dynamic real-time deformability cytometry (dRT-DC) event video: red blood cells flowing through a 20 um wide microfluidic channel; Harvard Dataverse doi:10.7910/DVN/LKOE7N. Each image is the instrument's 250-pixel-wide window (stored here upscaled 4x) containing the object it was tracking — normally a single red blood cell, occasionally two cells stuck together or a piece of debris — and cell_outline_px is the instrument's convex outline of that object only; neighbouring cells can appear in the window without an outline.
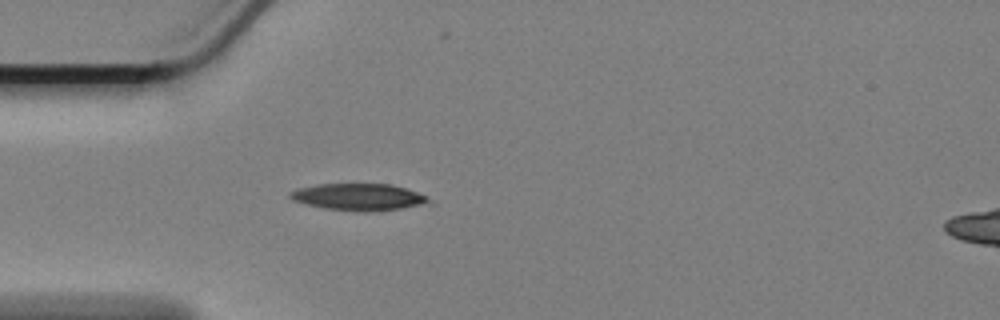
{"species": "Egyptian fruit bat (a non-hibernating species)", "species_latin": "Rousettus aegyptiacus", "temperature_condition": "cold", "stored_images_in_passage": 8, "camera_frame_rate_fps": 3000, "um_per_image_px": 0.085, "animal": {"sex": "female"}, "frame": {"image": 1, "passage_image": 1, "time_ms": 0.0, "image_size_px": [1000, 320], "cell_outline_px": [[436, 204], [364, 212], [324, 208], [292, 200], [288, 196], [288, 192], [296, 188], [316, 184], [388, 184], [404, 188], [428, 196]], "centroid_in_image_um": [30.52, 16.74], "position_along_channel_um": 54.5, "area_um2": 21.85}}